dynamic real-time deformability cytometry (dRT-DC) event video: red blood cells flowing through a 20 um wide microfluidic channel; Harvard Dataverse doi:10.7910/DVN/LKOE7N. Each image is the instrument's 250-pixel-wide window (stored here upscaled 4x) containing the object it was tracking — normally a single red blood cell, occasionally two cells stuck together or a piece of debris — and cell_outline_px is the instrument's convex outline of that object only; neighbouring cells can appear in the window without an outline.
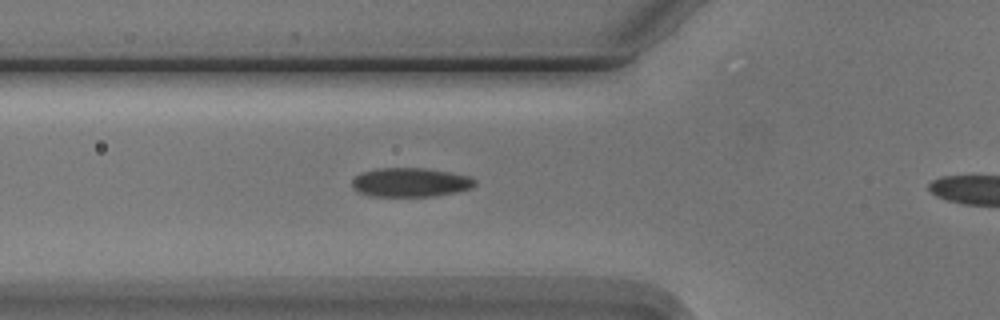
{"species": "Egyptian fruit bat (a non-hibernating species)", "species_latin": "Rousettus aegyptiacus", "temperature_condition": "cold", "stored_images_in_passage": 30, "camera_frame_rate_fps": 3000, "um_per_image_px": 0.085, "animal": {"sex": "male"}, "frame": {"image": 1, "passage_image": 2, "time_ms": 0.333, "image_size_px": [1000, 320], "cell_outline_px": [[476, 184], [472, 188], [456, 192], [432, 196], [368, 196], [356, 192], [352, 188], [352, 180], [360, 172], [376, 168], [424, 168], [448, 172], [468, 176], [476, 180]], "centroid_in_image_um": [34.83, 15.5], "position_along_channel_um": 91.0, "area_um2": 20.92}}
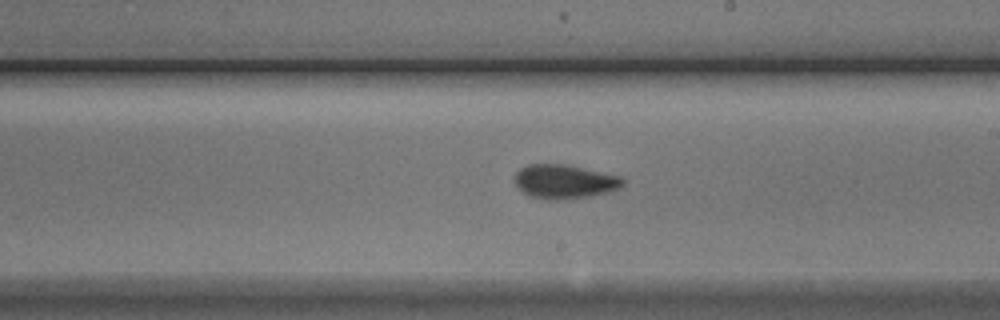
{"frame": {"image": 2, "passage_image": 14, "time_ms": 4.333, "image_size_px": [1000, 320], "cell_outline_px": [[624, 184], [620, 188], [608, 192], [592, 196], [568, 200], [548, 200], [532, 196], [516, 188], [512, 180], [516, 172], [520, 168], [528, 164], [564, 164], [620, 176], [624, 180]], "centroid_in_image_um": [47.94, 15.45], "position_along_channel_um": 241.1, "area_um2": 21.73}}
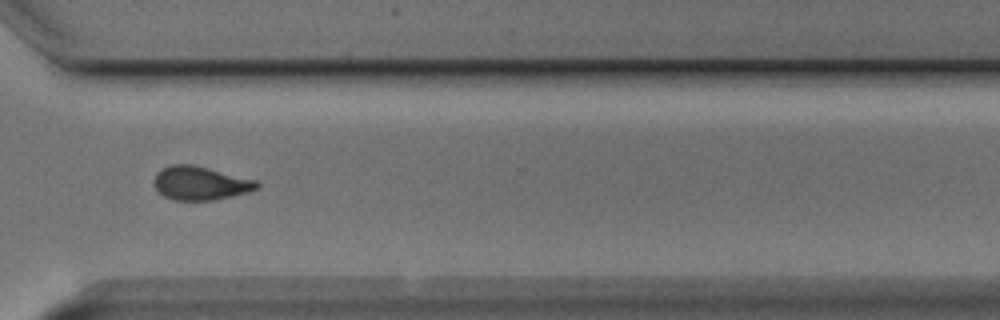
{"frame": {"image": 3, "passage_image": 23, "time_ms": 7.333, "image_size_px": [1000, 320], "cell_outline_px": [[260, 184], [256, 188], [248, 192], [232, 196], [212, 200], [172, 200], [164, 196], [152, 184], [152, 180], [156, 172], [160, 168], [172, 164], [192, 164], [256, 180]], "centroid_in_image_um": [16.96, 15.56], "position_along_channel_um": 353.6, "area_um2": 20.23}}